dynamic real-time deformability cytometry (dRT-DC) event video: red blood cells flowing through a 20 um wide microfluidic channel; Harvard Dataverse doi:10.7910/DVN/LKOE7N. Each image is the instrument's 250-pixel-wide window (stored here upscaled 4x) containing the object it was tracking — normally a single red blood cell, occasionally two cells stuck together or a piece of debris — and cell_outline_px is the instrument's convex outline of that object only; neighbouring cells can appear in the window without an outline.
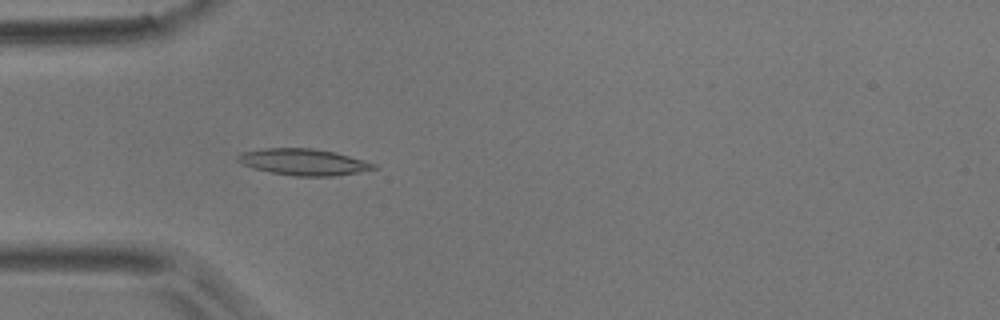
{"species": "common noctule bat (a hibernating species)", "species_latin": "Nyctalus noctula", "temperature_condition": "room temperature", "stored_images_in_passage": 44, "camera_frame_rate_fps": 3000, "um_per_image_px": 0.085, "animal": {"sex": "male", "body_mass_g": 17.9}, "frame": {"image": 1, "passage_image": 6, "time_ms": 1.667, "image_size_px": [1000, 320], "cell_outline_px": [[380, 168], [336, 176], [296, 176], [272, 172], [252, 168], [236, 160], [236, 156], [244, 152], [264, 148], [312, 148], [332, 152], [364, 160], [376, 164]], "centroid_in_image_um": [25.82, 13.77], "position_along_channel_um": 59.2, "area_um2": 20.75}}
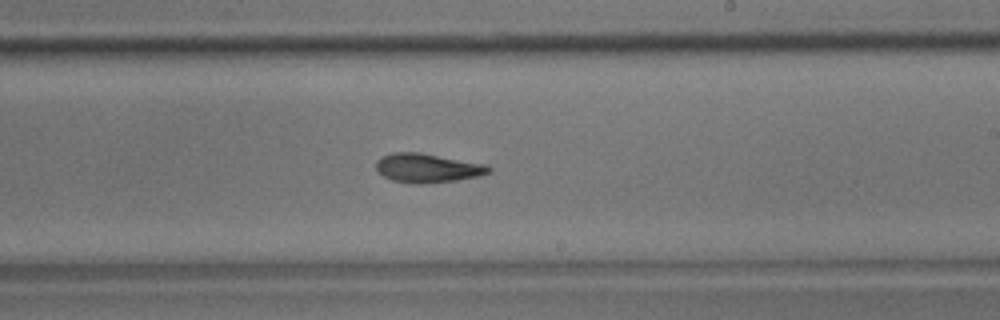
{"frame": {"image": 2, "passage_image": 22, "time_ms": 7.0, "image_size_px": [1000, 320], "cell_outline_px": [[492, 172], [480, 176], [456, 180], [420, 184], [416, 184], [392, 180], [384, 176], [376, 168], [376, 160], [392, 152], [420, 152], [488, 164], [492, 168]], "centroid_in_image_um": [36.39, 14.27], "position_along_channel_um": 252.6, "area_um2": 19.19}}
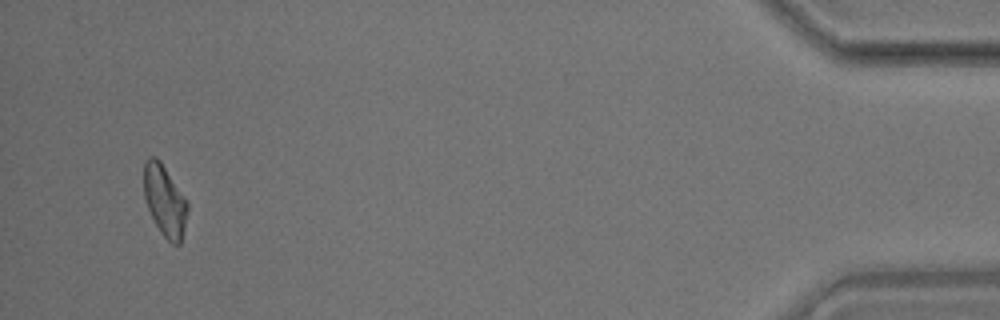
{"frame": {"image": 3, "passage_image": 42, "time_ms": 13.667, "image_size_px": [1000, 320], "cell_outline_px": [[188, 212], [180, 244], [172, 244], [160, 232], [148, 208], [144, 196], [144, 160], [148, 156], [156, 156], [160, 160], [188, 200]], "centroid_in_image_um": [14.01, 17.01], "position_along_channel_um": 421.2, "area_um2": 18.26}, "authors_computed_cell_mechanics": {"area_um2": 18.3226, "velocity_mm_per_s": 3.6885, "shape_relaxation_time_tau1_ms": 8.3183, "shape_relaxation_time_tau2_ms": 3.3541, "deformation_change_tau1": 0.1885, "deformation_change_tau2": 0.1067}}